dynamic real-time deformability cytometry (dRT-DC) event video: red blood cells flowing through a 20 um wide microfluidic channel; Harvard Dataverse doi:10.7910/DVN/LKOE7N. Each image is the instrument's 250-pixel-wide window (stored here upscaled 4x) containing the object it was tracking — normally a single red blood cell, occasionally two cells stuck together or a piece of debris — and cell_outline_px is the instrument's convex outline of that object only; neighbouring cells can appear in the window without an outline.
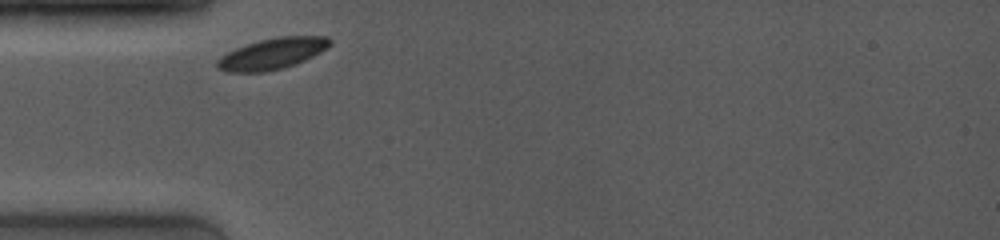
{"species": "common noctule bat (a hibernating species)", "species_latin": "Nyctalus noctula", "temperature_condition": "room temperature", "stored_images_in_passage": 26, "camera_frame_rate_fps": 4000, "um_per_image_px": 0.085, "animal": {"sex": "female", "body_mass_g": 19.0, "forearm_length_mm": 53.3}, "frame": {"image": 1, "passage_image": 1, "time_ms": 0.0, "image_size_px": [1000, 240], "cell_outline_px": [[332, 44], [328, 48], [296, 64], [264, 72], [228, 72], [216, 68], [216, 60], [220, 56], [236, 48], [260, 40], [280, 36], [328, 36], [332, 40]], "centroid_in_image_um": [23.15, 4.56], "position_along_channel_um": 61.9, "area_um2": 20.4}}
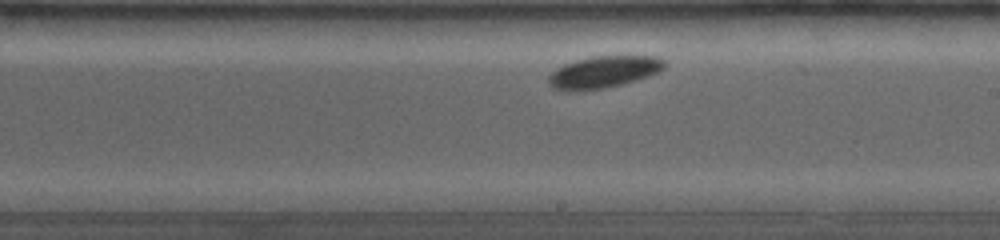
{"frame": {"image": 2, "passage_image": 19, "time_ms": 4.5, "image_size_px": [1000, 240], "cell_outline_px": [[668, 64], [664, 68], [648, 76], [624, 84], [604, 88], [552, 88], [548, 80], [548, 76], [556, 68], [564, 64], [576, 60], [592, 56], [656, 56], [664, 60]], "centroid_in_image_um": [51.38, 6.07], "position_along_channel_um": 237.6, "area_um2": 20.92}}
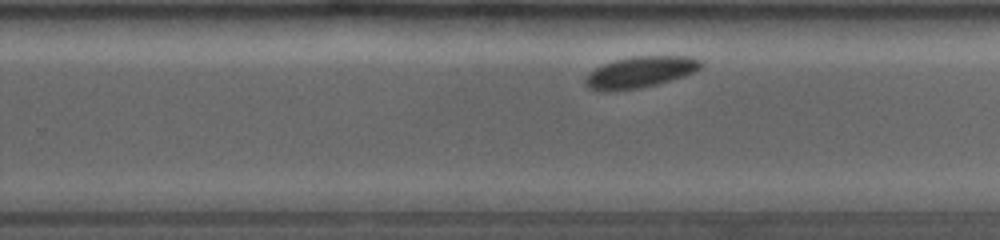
{"frame": {"image": 3, "passage_image": 23, "time_ms": 5.5, "image_size_px": [1000, 240], "cell_outline_px": [[704, 64], [700, 68], [684, 76], [656, 84], [640, 88], [608, 92], [588, 88], [584, 84], [584, 80], [588, 72], [604, 64], [616, 60], [632, 56], [692, 56], [704, 60]], "centroid_in_image_um": [54.42, 6.13], "position_along_channel_um": 275.4, "area_um2": 21.21}}